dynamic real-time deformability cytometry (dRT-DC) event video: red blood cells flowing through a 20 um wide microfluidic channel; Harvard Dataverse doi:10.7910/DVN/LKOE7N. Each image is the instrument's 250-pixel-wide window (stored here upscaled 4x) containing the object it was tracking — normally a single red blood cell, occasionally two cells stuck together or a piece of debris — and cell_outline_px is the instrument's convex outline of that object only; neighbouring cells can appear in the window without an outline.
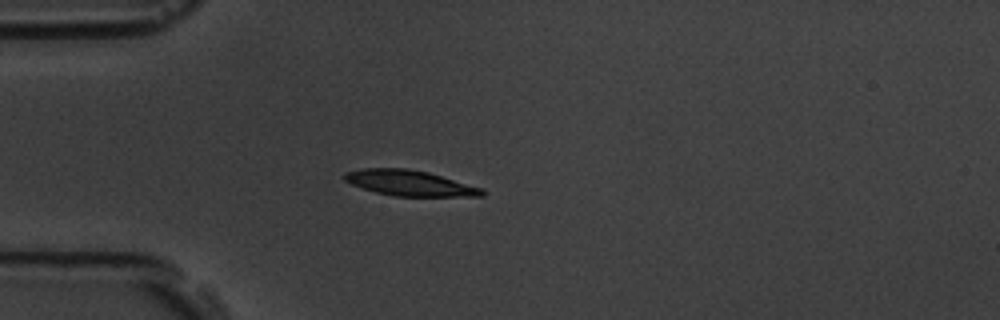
{"species": "common noctule bat (a hibernating species)", "species_latin": "Nyctalus noctula", "temperature_condition": "room temperature", "stored_images_in_passage": 40, "camera_frame_rate_fps": 3000, "um_per_image_px": 0.085, "animal": {"sex": "male", "body_mass_g": 19.5, "forearm_length_mm": 54.6}, "frame": {"image": 1, "passage_image": 1, "time_ms": 0.0, "image_size_px": [1000, 320], "cell_outline_px": [[484, 196], [396, 196], [376, 192], [352, 184], [344, 180], [344, 172], [364, 168], [408, 168], [428, 172], [484, 188]], "centroid_in_image_um": [34.84, 15.55], "position_along_channel_um": 50.2, "area_um2": 20.4}}
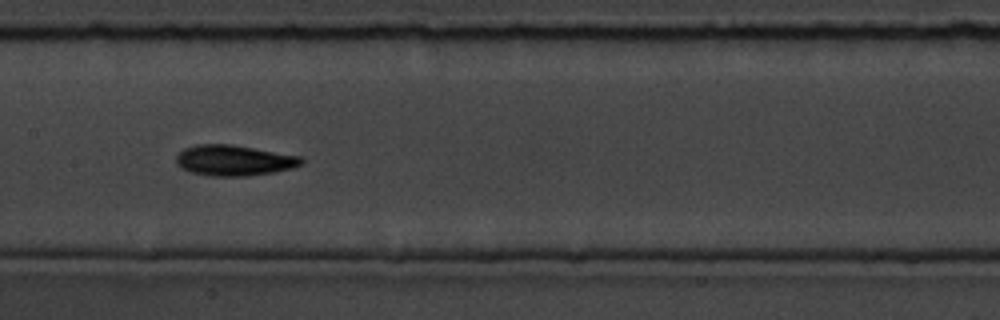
{"frame": {"image": 2, "passage_image": 13, "time_ms": 4.0, "image_size_px": [1000, 320], "cell_outline_px": [[304, 164], [292, 168], [272, 172], [248, 176], [208, 176], [192, 172], [176, 164], [176, 156], [184, 148], [196, 144], [232, 144], [300, 156], [304, 160]], "centroid_in_image_um": [19.9, 13.63], "position_along_channel_um": 187.5, "area_um2": 22.37}}
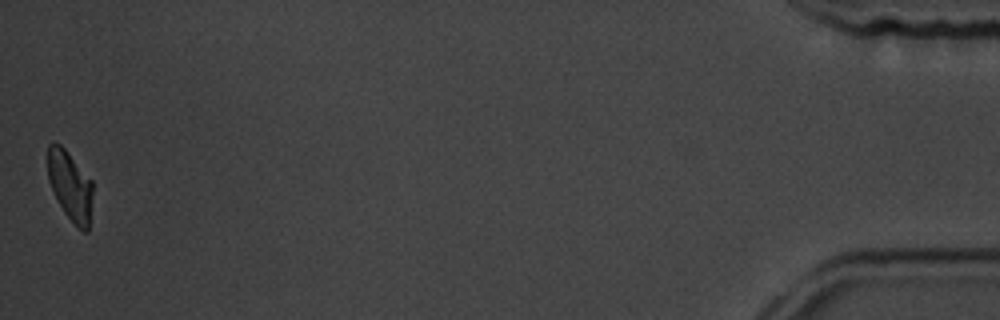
{"frame": {"image": 3, "passage_image": 40, "time_ms": 13.0, "image_size_px": [1000, 320], "cell_outline_px": [[92, 192], [88, 232], [84, 232], [76, 228], [64, 212], [48, 180], [48, 144], [52, 140], [60, 144], [64, 148], [92, 180]], "centroid_in_image_um": [5.96, 15.79], "position_along_channel_um": 429.2, "area_um2": 18.15}, "authors_computed_cell_mechanics": {"area_um2": 20.8658, "velocity_mm_per_s": 3.7443, "shape_relaxation_time_tau1_ms": 4.0727, "shape_relaxation_time_tau2_ms": 4.2163, "deformation_change_tau1": 0.1417, "deformation_change_tau2": 0.0884}}